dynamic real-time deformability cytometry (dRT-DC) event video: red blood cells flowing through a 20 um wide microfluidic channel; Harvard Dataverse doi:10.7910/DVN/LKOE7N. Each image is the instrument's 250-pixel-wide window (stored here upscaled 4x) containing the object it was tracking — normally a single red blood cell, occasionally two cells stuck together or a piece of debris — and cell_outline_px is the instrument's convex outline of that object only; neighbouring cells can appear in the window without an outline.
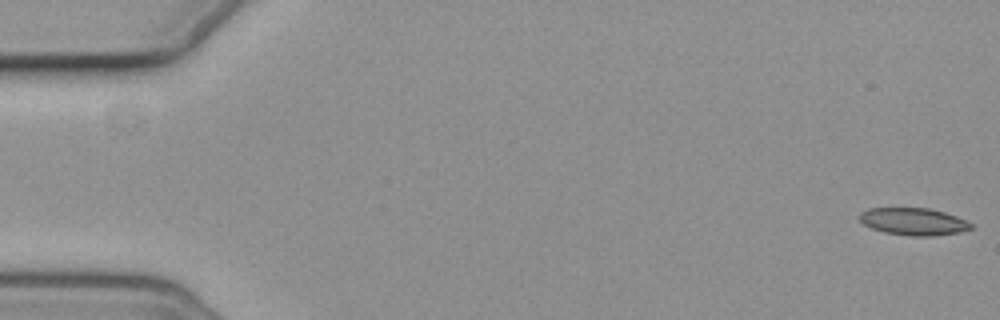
{"species": "common noctule bat (a hibernating species)", "species_latin": "Nyctalus noctula", "temperature_condition": "cold", "stored_images_in_passage": 7, "camera_frame_rate_fps": 3000, "um_per_image_px": 0.085, "animal": {"sex": "female", "body_mass_g": 19.3, "forearm_length_mm": 54.1}, "frame": {"image": 1, "passage_image": 1, "time_ms": 0.0, "image_size_px": [1000, 320], "cell_outline_px": [[972, 228], [960, 232], [932, 236], [912, 236], [884, 232], [872, 228], [864, 224], [860, 220], [860, 212], [868, 208], [928, 208], [944, 212], [956, 216], [972, 224]], "centroid_in_image_um": [77.64, 18.83], "position_along_channel_um": 7.4, "area_um2": 17.57}}
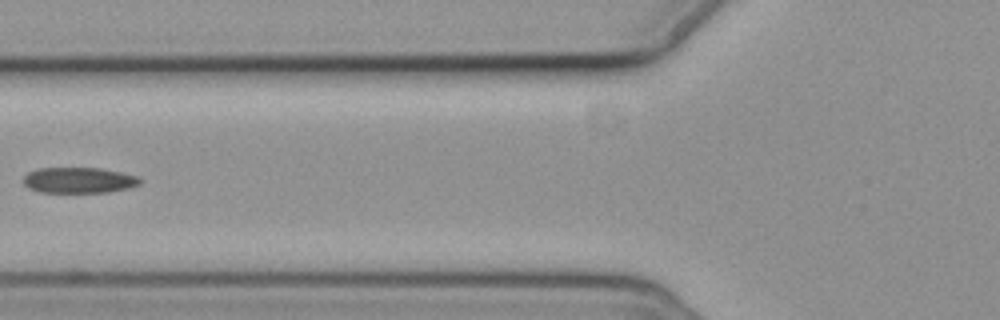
{"frame": {"image": 2, "passage_image": 6, "time_ms": 7.333, "image_size_px": [1000, 320], "cell_outline_px": [[144, 180], [140, 184], [128, 188], [108, 192], [40, 192], [28, 188], [24, 184], [24, 176], [28, 172], [40, 168], [100, 168], [120, 172], [136, 176]], "centroid_in_image_um": [6.71, 15.32], "position_along_channel_um": 119.1, "area_um2": 17.46}}
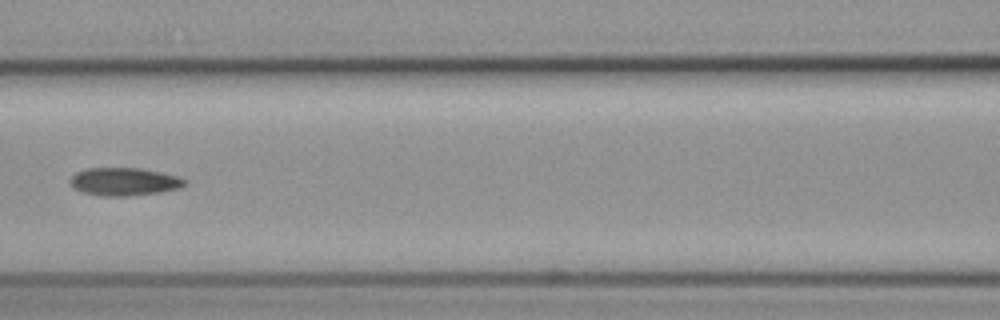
{"frame": {"image": 3, "passage_image": 7, "time_ms": 8.333, "image_size_px": [1000, 320], "cell_outline_px": [[184, 184], [180, 188], [160, 192], [128, 196], [100, 196], [84, 192], [72, 188], [68, 180], [76, 172], [88, 168], [140, 168], [180, 176], [184, 180]], "centroid_in_image_um": [10.52, 15.44], "position_along_channel_um": 156.1, "area_um2": 18.67}}